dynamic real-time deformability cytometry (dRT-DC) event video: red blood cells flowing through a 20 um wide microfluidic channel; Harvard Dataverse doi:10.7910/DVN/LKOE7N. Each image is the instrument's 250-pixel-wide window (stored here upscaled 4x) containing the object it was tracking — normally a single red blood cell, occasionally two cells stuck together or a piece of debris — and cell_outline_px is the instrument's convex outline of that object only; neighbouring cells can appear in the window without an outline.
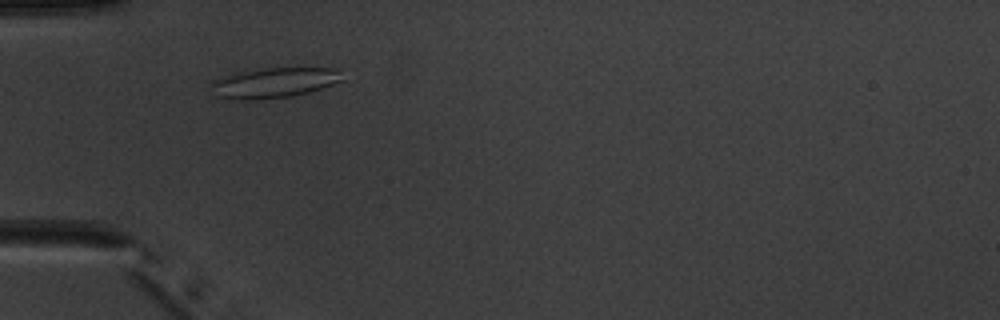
{"species": "common noctule bat (a hibernating species)", "species_latin": "Nyctalus noctula", "temperature_condition": "warm", "stored_images_in_passage": 2, "camera_frame_rate_fps": 3000, "um_per_image_px": 0.085, "animal": {"sex": "male", "body_mass_g": 20.1, "forearm_length_mm": 53.5}, "frame": {"image": 1, "passage_image": 2, "time_ms": 1.0, "image_size_px": [1000, 320], "cell_outline_px": [[344, 80], [308, 92], [288, 96], [256, 100], [240, 100], [216, 96], [208, 88], [216, 80], [232, 72], [264, 68], [332, 68]], "centroid_in_image_um": [23.19, 7.03], "position_along_channel_um": 61.8, "area_um2": 22.83}}